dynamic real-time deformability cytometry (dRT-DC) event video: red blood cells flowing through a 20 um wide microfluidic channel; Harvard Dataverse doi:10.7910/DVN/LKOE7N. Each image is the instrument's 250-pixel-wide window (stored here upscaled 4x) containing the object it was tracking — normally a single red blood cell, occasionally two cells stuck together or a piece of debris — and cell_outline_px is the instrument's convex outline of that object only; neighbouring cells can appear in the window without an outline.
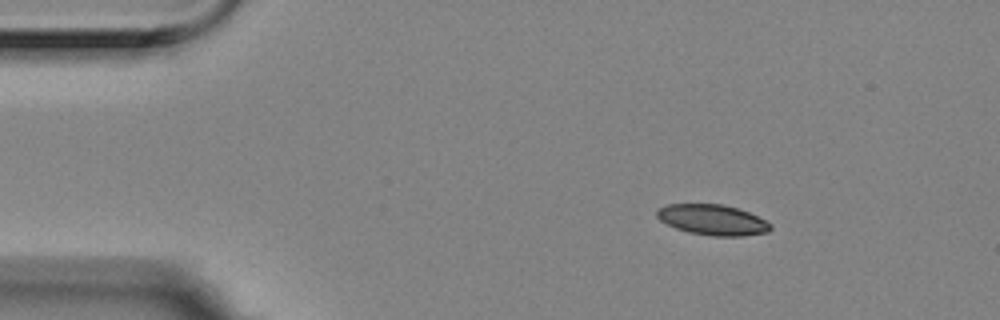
{"species": "Egyptian fruit bat (a non-hibernating species)", "species_latin": "Rousettus aegyptiacus", "temperature_condition": "room temperature", "stored_images_in_passage": 5, "camera_frame_rate_fps": 3000, "um_per_image_px": 0.085, "animal": {"sex": "female"}, "frame": {"image": 1, "passage_image": 2, "time_ms": 0.333, "image_size_px": [1000, 320], "cell_outline_px": [[772, 228], [768, 232], [744, 236], [712, 236], [688, 232], [676, 228], [660, 220], [656, 216], [656, 212], [660, 208], [668, 204], [720, 204], [736, 208], [748, 212], [772, 224]], "centroid_in_image_um": [60.57, 18.69], "position_along_channel_um": 24.4, "area_um2": 20.06}}